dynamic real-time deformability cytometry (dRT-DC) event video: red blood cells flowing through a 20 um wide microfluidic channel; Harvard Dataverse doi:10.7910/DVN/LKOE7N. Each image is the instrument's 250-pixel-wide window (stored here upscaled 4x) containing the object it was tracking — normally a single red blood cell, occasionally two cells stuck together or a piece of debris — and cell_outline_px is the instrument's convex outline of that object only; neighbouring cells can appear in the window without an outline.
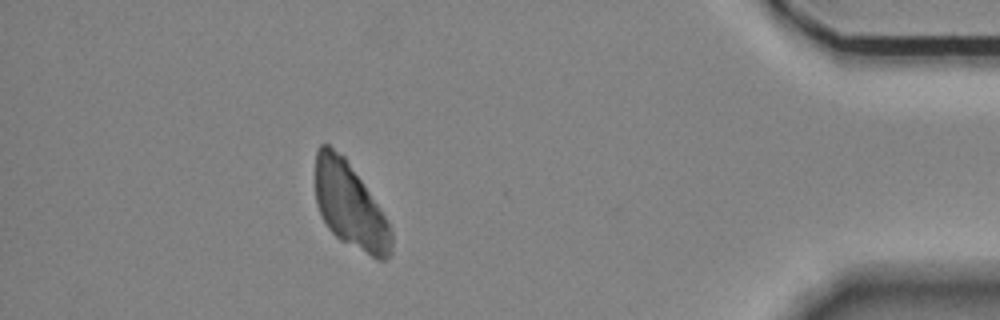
{"species": "Egyptian fruit bat (a non-hibernating species)", "species_latin": "Rousettus aegyptiacus", "temperature_condition": "room temperature", "stored_images_in_passage": 40, "camera_frame_rate_fps": 3000, "um_per_image_px": 0.085, "animal": {"sex": "female"}, "frame": {"image": 1, "passage_image": 34, "time_ms": 11.0, "image_size_px": [1000, 320], "cell_outline_px": [[392, 252], [388, 260], [376, 260], [340, 240], [328, 228], [316, 204], [316, 148], [320, 144], [328, 144], [344, 156], [380, 208], [388, 220], [392, 232]], "centroid_in_image_um": [29.77, 17.51], "position_along_channel_um": 405.4, "area_um2": 37.86}}